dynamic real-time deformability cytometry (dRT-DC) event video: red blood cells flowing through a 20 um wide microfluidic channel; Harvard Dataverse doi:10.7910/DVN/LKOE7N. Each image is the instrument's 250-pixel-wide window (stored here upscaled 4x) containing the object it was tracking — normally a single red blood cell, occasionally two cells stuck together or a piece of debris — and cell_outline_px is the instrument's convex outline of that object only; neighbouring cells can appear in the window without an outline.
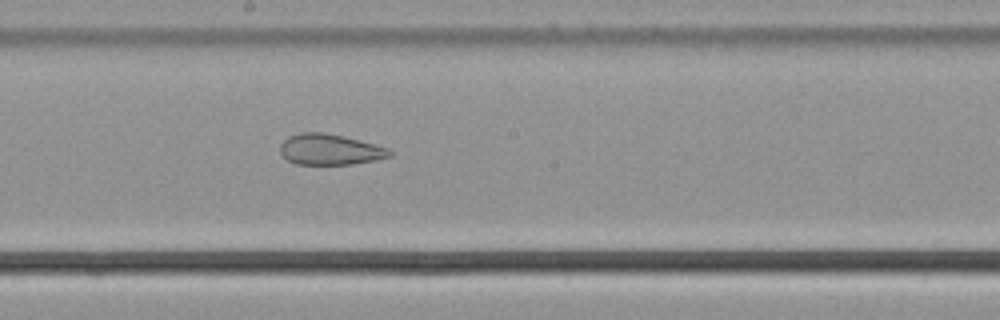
{"species": "common noctule bat (a hibernating species)", "species_latin": "Nyctalus noctula", "temperature_condition": "cold", "stored_images_in_passage": 37, "camera_frame_rate_fps": 3000, "um_per_image_px": 0.085, "animal": {"sex": "male", "body_mass_g": 21.5, "forearm_length_mm": 52.0}, "frame": {"image": 1, "passage_image": 22, "time_ms": 7.0, "image_size_px": [1000, 320], "cell_outline_px": [[392, 156], [376, 160], [352, 164], [296, 164], [288, 160], [280, 152], [280, 144], [288, 136], [300, 132], [324, 132], [344, 136], [388, 148], [392, 152]], "centroid_in_image_um": [28.04, 12.7], "position_along_channel_um": 220.2, "area_um2": 19.65}}